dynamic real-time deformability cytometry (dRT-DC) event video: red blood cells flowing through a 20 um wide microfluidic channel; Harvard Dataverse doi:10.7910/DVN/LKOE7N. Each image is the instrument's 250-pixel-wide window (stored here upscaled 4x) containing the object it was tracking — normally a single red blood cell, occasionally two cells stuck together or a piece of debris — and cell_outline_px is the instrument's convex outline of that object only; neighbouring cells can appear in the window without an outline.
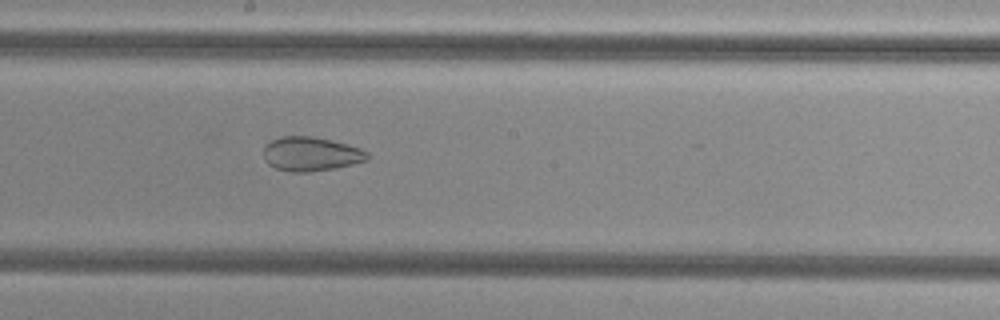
{"species": "common noctule bat (a hibernating species)", "species_latin": "Nyctalus noctula", "temperature_condition": "cold", "stored_images_in_passage": 35, "camera_frame_rate_fps": 3000, "um_per_image_px": 0.085, "animal": {"sex": "female", "body_mass_g": 29.2, "forearm_length_mm": 56.3}, "frame": {"image": 1, "passage_image": 25, "time_ms": 8.0, "image_size_px": [1000, 320], "cell_outline_px": [[368, 160], [336, 168], [308, 172], [292, 172], [276, 168], [268, 164], [264, 160], [264, 144], [280, 136], [312, 136], [332, 140], [348, 144], [360, 148], [368, 152]], "centroid_in_image_um": [26.42, 13.08], "position_along_channel_um": 221.8, "area_um2": 20.81}}
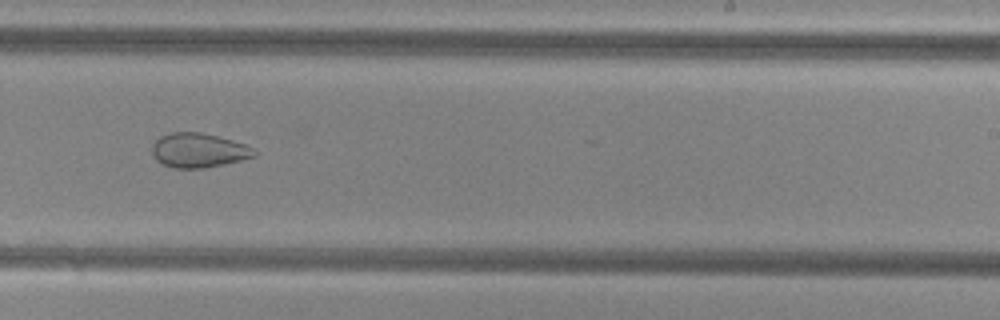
{"frame": {"image": 2, "passage_image": 29, "time_ms": 9.333, "image_size_px": [1000, 320], "cell_outline_px": [[256, 156], [224, 164], [204, 168], [176, 168], [164, 164], [156, 160], [152, 152], [152, 144], [160, 136], [172, 132], [200, 132], [232, 140], [244, 144], [252, 148], [256, 152]], "centroid_in_image_um": [16.86, 12.77], "position_along_channel_um": 272.1, "area_um2": 20.29}}